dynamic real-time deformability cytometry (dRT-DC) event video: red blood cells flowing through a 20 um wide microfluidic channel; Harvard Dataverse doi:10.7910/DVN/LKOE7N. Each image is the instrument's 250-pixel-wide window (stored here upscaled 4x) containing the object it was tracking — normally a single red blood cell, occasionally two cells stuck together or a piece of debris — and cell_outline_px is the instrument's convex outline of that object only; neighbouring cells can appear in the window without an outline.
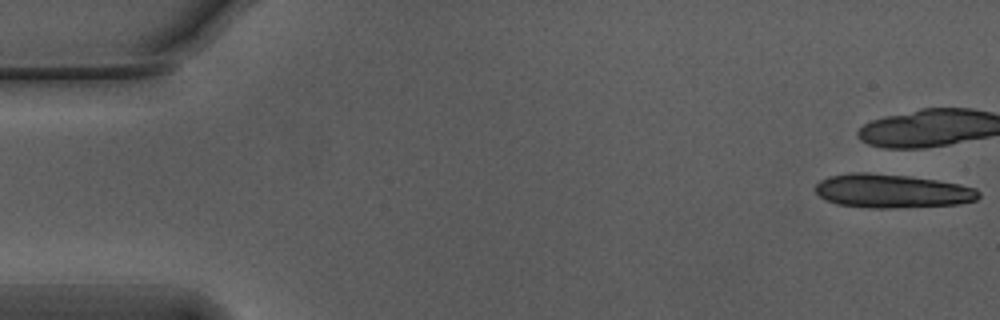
{"species": "Egyptian fruit bat (a non-hibernating species)", "species_latin": "Rousettus aegyptiacus", "temperature_condition": "warm", "stored_images_in_passage": 8, "camera_frame_rate_fps": 3000, "um_per_image_px": 0.085, "animal": {"sex": "male"}, "frame": {"image": 1, "passage_image": 1, "time_ms": 0.0, "image_size_px": [1000, 320], "cell_outline_px": [[980, 196], [976, 200], [960, 204], [896, 208], [868, 208], [836, 204], [820, 196], [816, 192], [816, 184], [820, 180], [828, 176], [848, 172], [868, 172], [908, 176], [936, 180], [960, 184], [976, 188], [980, 192]], "centroid_in_image_um": [75.82, 16.23], "position_along_channel_um": 9.2, "area_um2": 32.37}}